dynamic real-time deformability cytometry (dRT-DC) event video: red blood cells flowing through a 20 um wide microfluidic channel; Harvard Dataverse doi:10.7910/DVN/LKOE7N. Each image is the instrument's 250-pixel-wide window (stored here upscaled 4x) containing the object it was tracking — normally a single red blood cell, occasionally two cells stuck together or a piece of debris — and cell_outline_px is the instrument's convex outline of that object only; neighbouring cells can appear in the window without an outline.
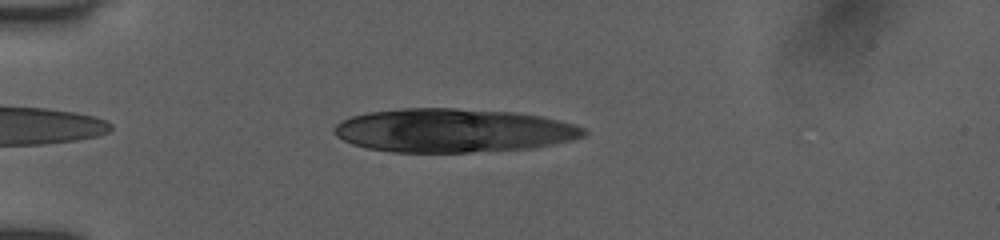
{"species": "human", "species_latin": "Homo sapiens", "temperature_condition": "room temperature", "stored_images_in_passage": 5, "camera_frame_rate_fps": 3000, "um_per_image_px": 0.085, "donor": {"sex": "female"}, "frame": {"image": 1, "passage_image": 5, "time_ms": 3.333, "image_size_px": [1000, 240], "cell_outline_px": [[588, 132], [584, 136], [572, 140], [532, 148], [468, 152], [392, 152], [368, 148], [352, 144], [336, 136], [332, 132], [332, 128], [340, 120], [352, 116], [368, 112], [404, 108], [456, 108], [516, 112], [540, 116], [576, 124], [584, 128]], "centroid_in_image_um": [38.51, 11.08], "position_along_channel_um": 46.5, "area_um2": 63.75}}